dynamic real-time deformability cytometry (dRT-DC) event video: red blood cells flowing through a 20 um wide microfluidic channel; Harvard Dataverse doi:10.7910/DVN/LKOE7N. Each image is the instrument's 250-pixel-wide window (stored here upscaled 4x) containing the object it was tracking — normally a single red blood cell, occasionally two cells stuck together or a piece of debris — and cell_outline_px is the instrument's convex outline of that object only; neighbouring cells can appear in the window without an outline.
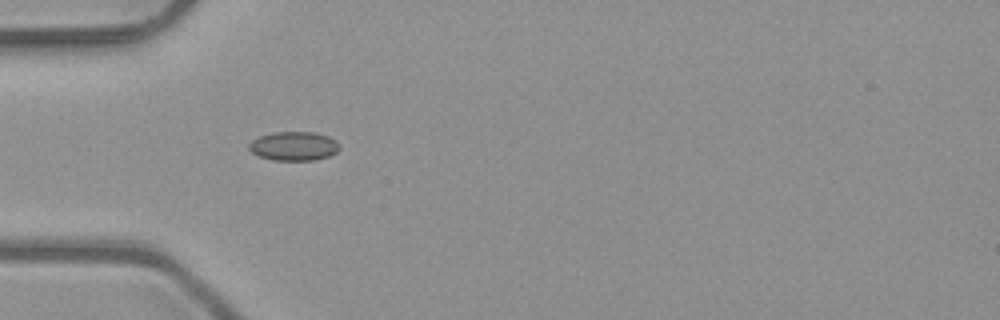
{"species": "common noctule bat (a hibernating species)", "species_latin": "Nyctalus noctula", "temperature_condition": "room temperature", "stored_images_in_passage": 3, "camera_frame_rate_fps": 3000, "um_per_image_px": 0.085, "animal": {"sex": "male", "body_mass_g": 23.1, "forearm_length_mm": 52.7}, "frame": {"image": 1, "passage_image": 1, "time_ms": 0.0, "image_size_px": [1000, 320], "cell_outline_px": [[340, 148], [336, 152], [328, 156], [312, 160], [272, 160], [260, 156], [252, 152], [248, 148], [248, 144], [252, 140], [260, 136], [272, 132], [316, 132], [328, 136], [336, 140], [340, 144]], "centroid_in_image_um": [24.98, 12.41], "position_along_channel_um": 60.0, "area_um2": 15.32}}
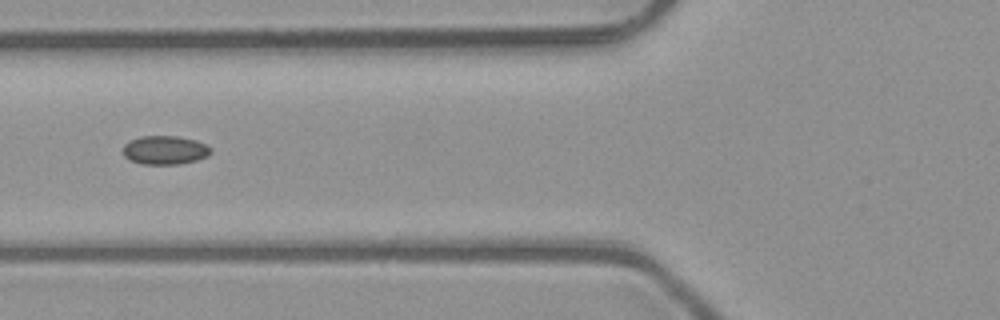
{"frame": {"image": 2, "passage_image": 2, "time_ms": 0.333, "image_size_px": [1000, 320], "cell_outline_px": [[212, 152], [208, 156], [196, 160], [180, 164], [144, 164], [132, 160], [124, 156], [124, 144], [140, 136], [176, 136], [196, 140], [208, 144], [212, 148]], "centroid_in_image_um": [14.08, 12.75], "position_along_channel_um": 111.7, "area_um2": 14.68}}
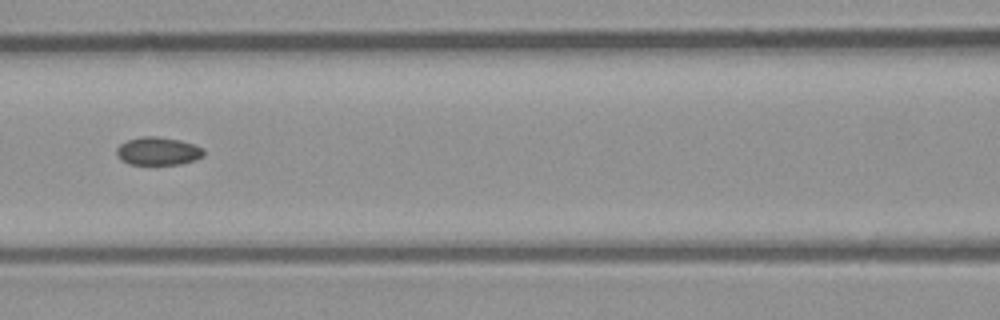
{"frame": {"image": 3, "passage_image": 3, "time_ms": 0.667, "image_size_px": [1000, 320], "cell_outline_px": [[204, 156], [196, 160], [180, 164], [128, 164], [120, 160], [116, 156], [116, 148], [120, 144], [128, 140], [140, 136], [156, 136], [180, 140], [204, 148]], "centroid_in_image_um": [13.42, 12.85], "position_along_channel_um": 153.2, "area_um2": 14.39}}